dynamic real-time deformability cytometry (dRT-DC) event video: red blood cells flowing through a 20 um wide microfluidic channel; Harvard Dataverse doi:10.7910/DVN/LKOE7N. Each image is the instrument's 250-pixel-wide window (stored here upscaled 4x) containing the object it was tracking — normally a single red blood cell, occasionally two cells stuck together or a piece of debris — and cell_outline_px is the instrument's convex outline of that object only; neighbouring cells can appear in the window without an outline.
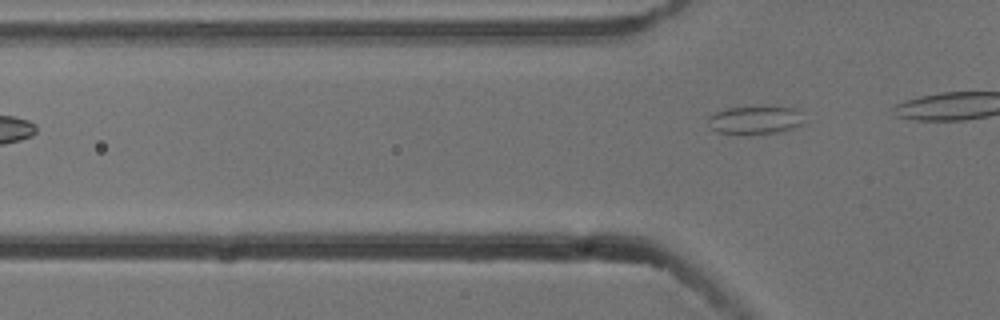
{"species": "common noctule bat (a hibernating species)", "species_latin": "Nyctalus noctula", "temperature_condition": "cold", "stored_images_in_passage": 7, "camera_frame_rate_fps": 3000, "um_per_image_px": 0.085, "animal": {"sex": "male", "body_mass_g": 13.3}, "frame": {"image": 1, "passage_image": 7, "time_ms": 2.0, "image_size_px": [1000, 320], "cell_outline_px": [[800, 124], [792, 128], [780, 132], [736, 136], [716, 132], [708, 124], [708, 116], [716, 112], [728, 108], [760, 104], [796, 108], [800, 112]], "centroid_in_image_um": [64.12, 10.19], "position_along_channel_um": 61.7, "area_um2": 16.53}}